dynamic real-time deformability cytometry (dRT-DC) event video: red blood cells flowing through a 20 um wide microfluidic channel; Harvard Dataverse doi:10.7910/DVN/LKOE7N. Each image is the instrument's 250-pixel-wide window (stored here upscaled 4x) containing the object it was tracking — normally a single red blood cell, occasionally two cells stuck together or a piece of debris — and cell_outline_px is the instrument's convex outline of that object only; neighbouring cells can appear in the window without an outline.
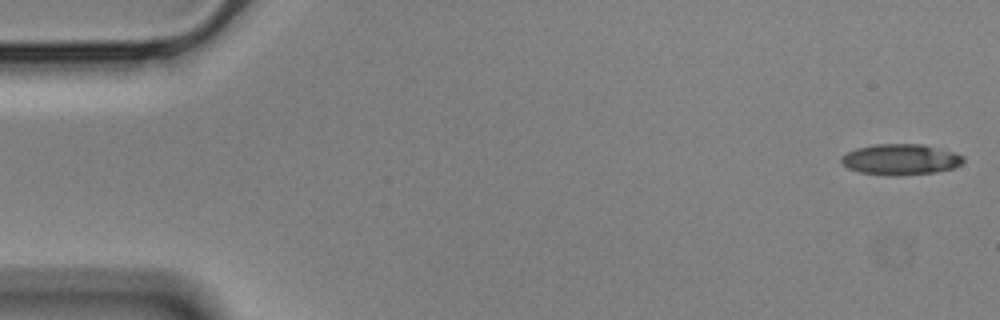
{"species": "Egyptian fruit bat (a non-hibernating species)", "species_latin": "Rousettus aegyptiacus", "temperature_condition": "cold", "stored_images_in_passage": 50, "camera_frame_rate_fps": 3000, "um_per_image_px": 0.085, "animal": {"sex": "male"}, "frame": {"image": 1, "passage_image": 1, "time_ms": 0.0, "image_size_px": [1000, 320], "cell_outline_px": [[964, 160], [960, 164], [952, 168], [936, 172], [900, 176], [888, 176], [860, 172], [848, 168], [840, 160], [840, 156], [856, 148], [876, 144], [924, 144], [944, 148], [956, 152], [964, 156]], "centroid_in_image_um": [76.58, 13.55], "position_along_channel_um": 8.4, "area_um2": 22.25}}
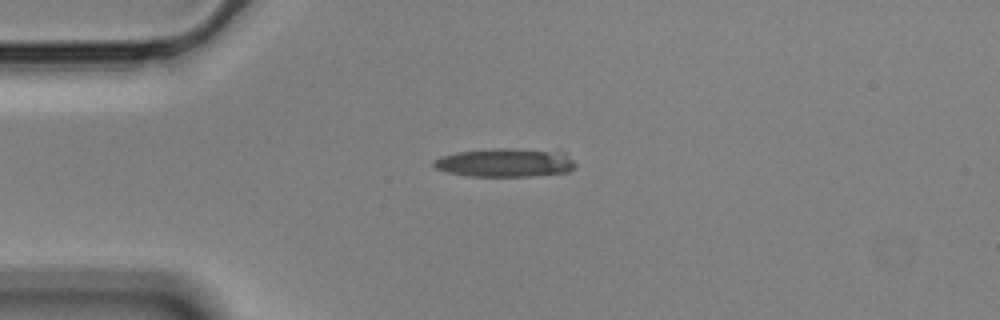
{"frame": {"image": 2, "passage_image": 13, "time_ms": 4.0, "image_size_px": [1000, 320], "cell_outline_px": [[576, 168], [568, 172], [532, 176], [468, 176], [444, 172], [436, 168], [432, 164], [432, 160], [440, 156], [456, 152], [492, 148], [560, 148], [576, 164]], "centroid_in_image_um": [43.0, 13.79], "position_along_channel_um": 42.0, "area_um2": 24.57}}
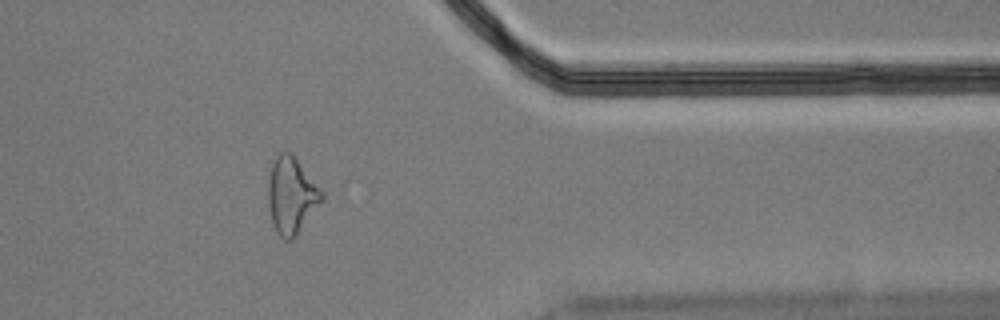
{"frame": {"image": 3, "passage_image": 45, "time_ms": 14.667, "image_size_px": [1000, 320], "cell_outline_px": [[324, 200], [296, 236], [292, 240], [284, 240], [276, 232], [272, 224], [268, 204], [268, 180], [272, 164], [276, 156], [280, 152], [292, 152], [324, 192]], "centroid_in_image_um": [24.79, 16.62], "position_along_channel_um": 386.6, "area_um2": 24.28}}